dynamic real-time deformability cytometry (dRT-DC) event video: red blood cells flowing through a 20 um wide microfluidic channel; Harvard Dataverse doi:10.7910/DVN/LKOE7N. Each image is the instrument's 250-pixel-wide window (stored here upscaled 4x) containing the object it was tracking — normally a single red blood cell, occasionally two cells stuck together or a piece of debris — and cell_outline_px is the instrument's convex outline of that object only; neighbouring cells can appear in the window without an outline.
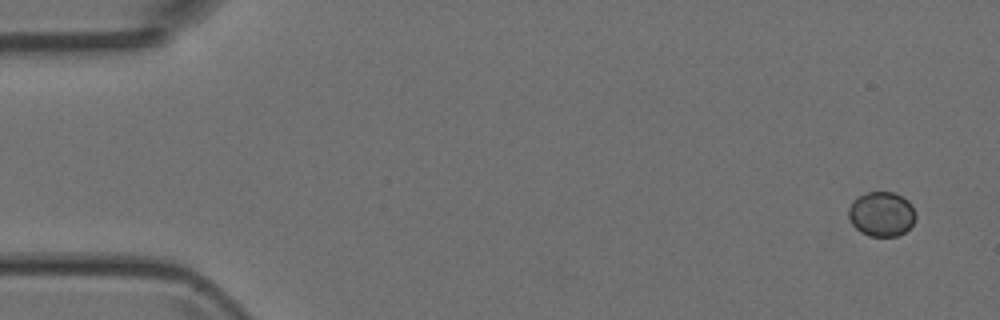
{"species": "Egyptian fruit bat (a non-hibernating species)", "species_latin": "Rousettus aegyptiacus", "temperature_condition": "room temperature", "stored_images_in_passage": 4, "camera_frame_rate_fps": 3000, "um_per_image_px": 0.085, "animal": {"sex": "female"}, "frame": {"image": 1, "passage_image": 1, "time_ms": 0.0, "image_size_px": [1000, 320], "cell_outline_px": [[916, 216], [912, 224], [904, 232], [896, 236], [868, 236], [860, 232], [852, 224], [848, 216], [848, 208], [852, 200], [856, 196], [868, 192], [892, 192], [908, 200], [912, 204], [916, 212]], "centroid_in_image_um": [74.91, 18.18], "position_along_channel_um": 10.1, "area_um2": 17.63}}
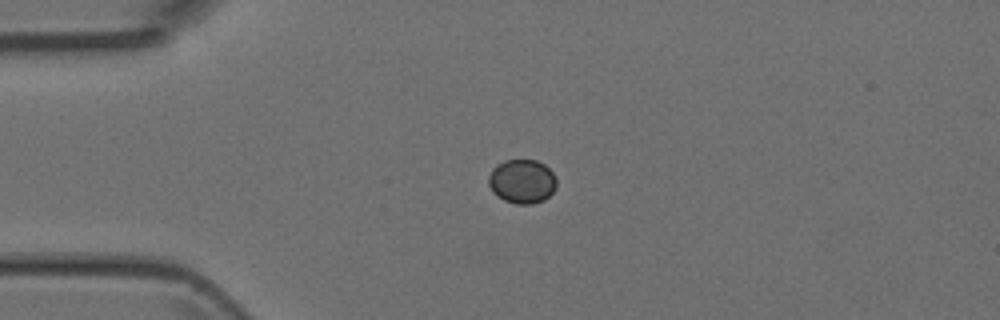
{"frame": {"image": 2, "passage_image": 4, "time_ms": 3.333, "image_size_px": [1000, 320], "cell_outline_px": [[556, 188], [544, 200], [532, 204], [516, 204], [504, 200], [492, 192], [488, 184], [488, 176], [492, 168], [496, 164], [504, 160], [536, 160], [544, 164], [556, 176]], "centroid_in_image_um": [44.36, 15.41], "position_along_channel_um": 40.6, "area_um2": 17.63}}